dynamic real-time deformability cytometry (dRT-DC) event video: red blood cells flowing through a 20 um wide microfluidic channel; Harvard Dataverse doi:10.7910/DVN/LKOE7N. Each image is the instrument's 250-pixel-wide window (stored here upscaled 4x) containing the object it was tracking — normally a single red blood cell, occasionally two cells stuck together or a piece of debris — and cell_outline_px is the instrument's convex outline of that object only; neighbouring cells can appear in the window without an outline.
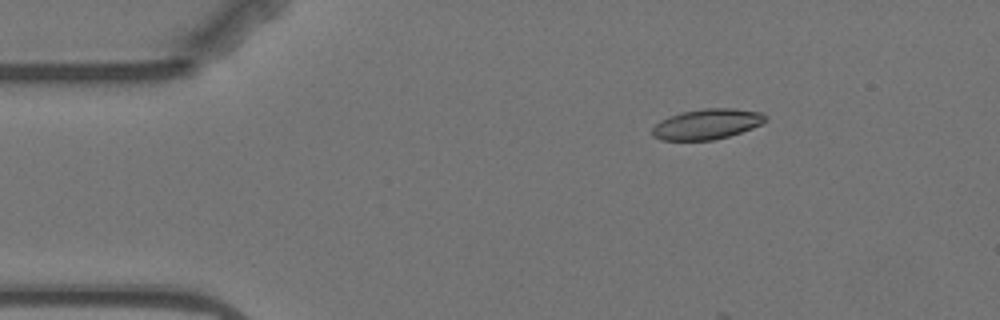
{"species": "Egyptian fruit bat (a non-hibernating species)", "species_latin": "Rousettus aegyptiacus", "temperature_condition": "warm", "stored_images_in_passage": 5, "camera_frame_rate_fps": 3000, "um_per_image_px": 0.085, "animal": {"sex": "female"}, "frame": {"image": 1, "passage_image": 2, "time_ms": 1.333, "image_size_px": [1000, 320], "cell_outline_px": [[768, 120], [752, 128], [728, 136], [712, 140], [660, 140], [652, 136], [652, 128], [660, 120], [668, 116], [680, 112], [704, 108], [736, 108], [760, 112], [768, 116]], "centroid_in_image_um": [60.08, 10.54], "position_along_channel_um": 24.9, "area_um2": 20.17}}